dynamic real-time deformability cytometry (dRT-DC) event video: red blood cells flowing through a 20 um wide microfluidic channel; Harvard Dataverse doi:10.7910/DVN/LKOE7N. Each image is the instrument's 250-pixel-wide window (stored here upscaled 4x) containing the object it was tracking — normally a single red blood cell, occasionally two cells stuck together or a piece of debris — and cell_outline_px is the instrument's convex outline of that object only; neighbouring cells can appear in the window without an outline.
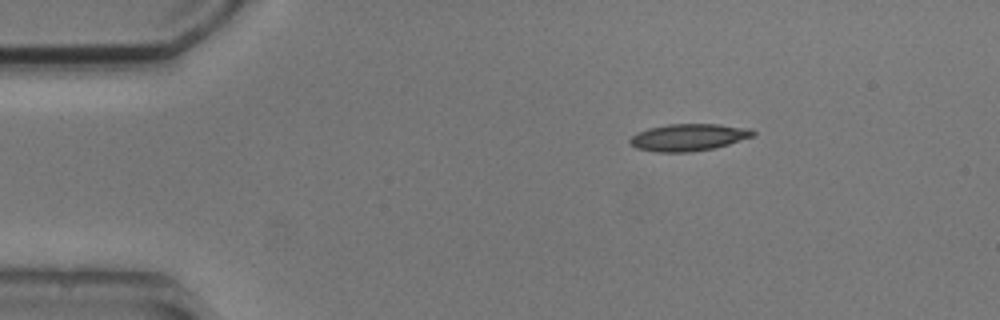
{"species": "common noctule bat (a hibernating species)", "species_latin": "Nyctalus noctula", "temperature_condition": "cold", "stored_images_in_passage": 2, "camera_frame_rate_fps": 3000, "um_per_image_px": 0.085, "animal": {"sex": "male", "body_mass_g": 20.5, "forearm_length_mm": 52.5}, "frame": {"image": 1, "passage_image": 1, "time_ms": 0.0, "image_size_px": [1000, 320], "cell_outline_px": [[756, 136], [716, 148], [692, 152], [656, 152], [636, 148], [628, 144], [628, 140], [636, 132], [648, 128], [668, 124], [720, 124], [752, 128], [756, 132]], "centroid_in_image_um": [58.55, 11.67], "position_along_channel_um": 26.5, "area_um2": 19.88}}